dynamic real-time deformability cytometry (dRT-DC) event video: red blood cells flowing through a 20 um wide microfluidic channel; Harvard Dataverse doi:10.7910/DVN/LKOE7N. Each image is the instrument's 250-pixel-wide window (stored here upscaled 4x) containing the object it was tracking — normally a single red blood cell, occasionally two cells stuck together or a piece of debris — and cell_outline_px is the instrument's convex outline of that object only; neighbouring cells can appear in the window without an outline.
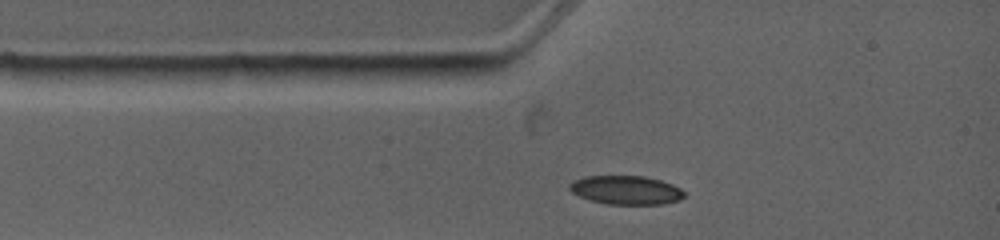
{"species": "common noctule bat (a hibernating species)", "species_latin": "Nyctalus noctula", "temperature_condition": "warm", "stored_images_in_passage": 7, "camera_frame_rate_fps": 4500, "um_per_image_px": 0.085, "animal": {"sex": "female", "body_mass_g": 19.0, "forearm_length_mm": 53.3}, "frame": {"image": 1, "passage_image": 1, "time_ms": 0.0, "image_size_px": [1000, 240], "cell_outline_px": [[684, 196], [680, 200], [664, 204], [608, 204], [588, 200], [572, 192], [568, 188], [568, 184], [584, 176], [644, 176], [660, 180], [672, 184], [680, 188], [684, 192]], "centroid_in_image_um": [53.21, 16.16], "position_along_channel_um": 31.8, "area_um2": 19.25}}
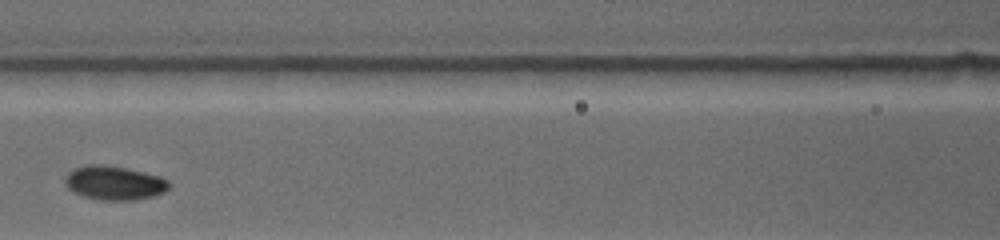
{"frame": {"image": 2, "passage_image": 4, "time_ms": 3.333, "image_size_px": [1000, 240], "cell_outline_px": [[168, 188], [164, 192], [156, 196], [136, 200], [100, 200], [84, 196], [72, 192], [64, 184], [64, 176], [68, 172], [76, 168], [88, 164], [104, 164], [124, 168], [160, 176], [168, 180]], "centroid_in_image_um": [9.68, 15.55], "position_along_channel_um": 156.9, "area_um2": 20.69}}
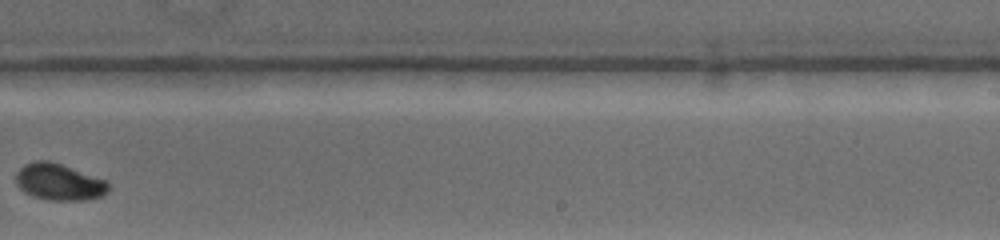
{"frame": {"image": 3, "passage_image": 7, "time_ms": 6.667, "image_size_px": [1000, 240], "cell_outline_px": [[108, 192], [100, 196], [88, 200], [48, 200], [32, 196], [24, 192], [16, 184], [16, 172], [24, 164], [32, 160], [48, 160], [108, 180]], "centroid_in_image_um": [5.0, 15.46], "position_along_channel_um": 284.0, "area_um2": 19.88}}